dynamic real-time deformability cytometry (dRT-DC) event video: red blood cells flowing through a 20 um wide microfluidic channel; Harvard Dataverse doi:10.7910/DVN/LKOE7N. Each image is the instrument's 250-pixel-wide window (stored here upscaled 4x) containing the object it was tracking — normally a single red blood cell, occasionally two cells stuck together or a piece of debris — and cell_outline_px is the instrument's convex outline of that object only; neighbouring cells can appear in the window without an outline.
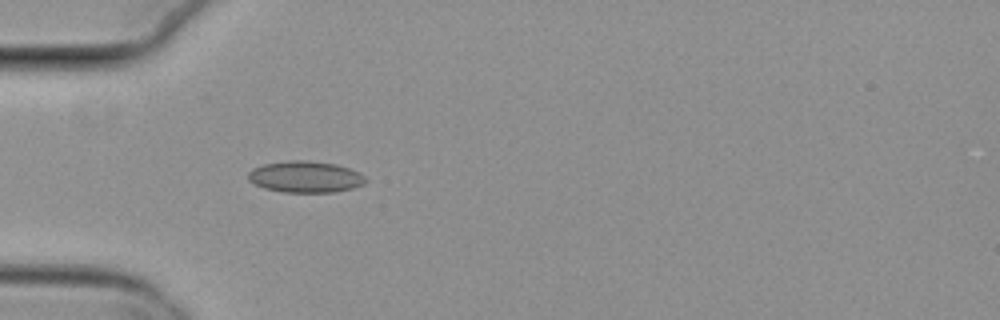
{"species": "common noctule bat (a hibernating species)", "species_latin": "Nyctalus noctula", "temperature_condition": "cold", "stored_images_in_passage": 4, "camera_frame_rate_fps": 3000, "um_per_image_px": 0.085, "animal": {"sex": "female", "body_mass_g": 29.2, "forearm_length_mm": 56.3}, "frame": {"image": 1, "passage_image": 4, "time_ms": 1.0, "image_size_px": [1000, 320], "cell_outline_px": [[368, 180], [364, 184], [352, 188], [332, 192], [284, 192], [264, 188], [248, 180], [248, 172], [252, 168], [264, 164], [288, 160], [308, 160], [336, 164], [360, 172]], "centroid_in_image_um": [25.96, 15.02], "position_along_channel_um": 59.0, "area_um2": 21.56}}